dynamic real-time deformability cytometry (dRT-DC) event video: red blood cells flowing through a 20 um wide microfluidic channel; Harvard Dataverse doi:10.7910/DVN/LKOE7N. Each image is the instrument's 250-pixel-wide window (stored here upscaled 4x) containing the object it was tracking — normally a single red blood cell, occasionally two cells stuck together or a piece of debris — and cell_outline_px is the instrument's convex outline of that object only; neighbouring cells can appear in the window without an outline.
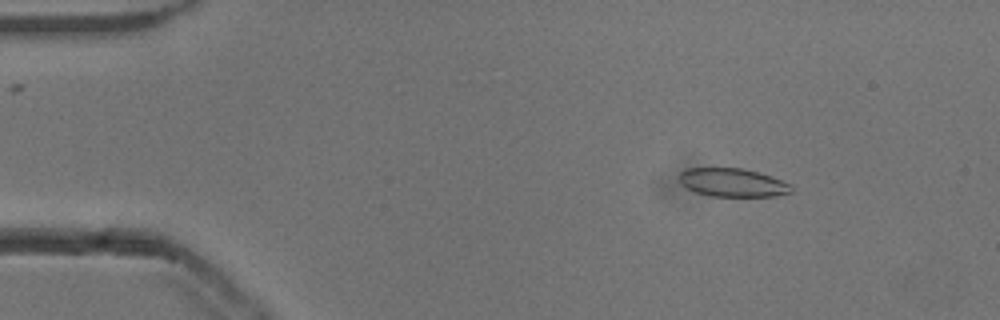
{"species": "common noctule bat (a hibernating species)", "species_latin": "Nyctalus noctula", "temperature_condition": "cold", "stored_images_in_passage": 55, "segment_of_instrument_passage": [1, 2], "camera_frame_rate_fps": 3000, "um_per_image_px": 0.085, "animal": {"sex": "male", "body_mass_g": 13.3}, "frame": {"image": 1, "passage_image": 8, "time_ms": 2.333, "image_size_px": [1000, 320], "cell_outline_px": [[792, 192], [776, 196], [712, 196], [696, 192], [680, 184], [676, 176], [680, 172], [688, 168], [744, 168], [792, 184]], "centroid_in_image_um": [62.23, 15.52], "position_along_channel_um": 22.8, "area_um2": 18.55}}
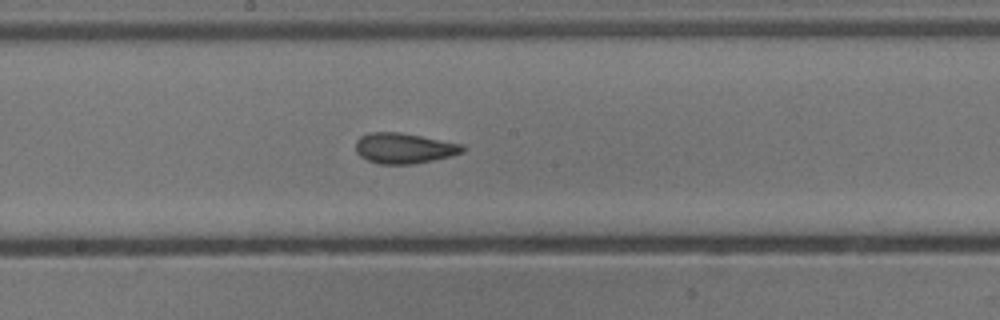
{"frame": {"image": 2, "passage_image": 29, "time_ms": 9.333, "image_size_px": [1000, 320], "cell_outline_px": [[464, 152], [452, 156], [412, 164], [380, 164], [368, 160], [360, 156], [356, 152], [356, 140], [360, 136], [368, 132], [400, 132], [464, 144]], "centroid_in_image_um": [34.34, 12.59], "position_along_channel_um": 213.9, "area_um2": 19.07}}
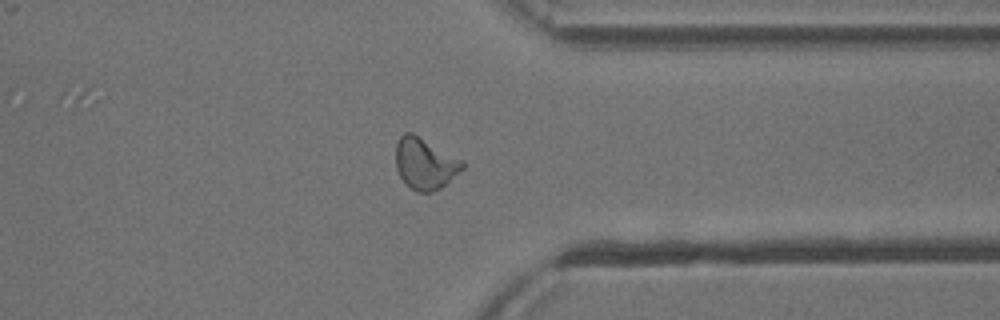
{"frame": {"image": 3, "passage_image": 42, "time_ms": 13.667, "image_size_px": [1000, 320], "cell_outline_px": [[464, 168], [460, 172], [440, 188], [432, 192], [416, 192], [400, 176], [396, 168], [396, 144], [400, 136], [404, 132], [412, 132], [464, 160]], "centroid_in_image_um": [36.14, 13.88], "position_along_channel_um": 375.3, "area_um2": 19.94}}